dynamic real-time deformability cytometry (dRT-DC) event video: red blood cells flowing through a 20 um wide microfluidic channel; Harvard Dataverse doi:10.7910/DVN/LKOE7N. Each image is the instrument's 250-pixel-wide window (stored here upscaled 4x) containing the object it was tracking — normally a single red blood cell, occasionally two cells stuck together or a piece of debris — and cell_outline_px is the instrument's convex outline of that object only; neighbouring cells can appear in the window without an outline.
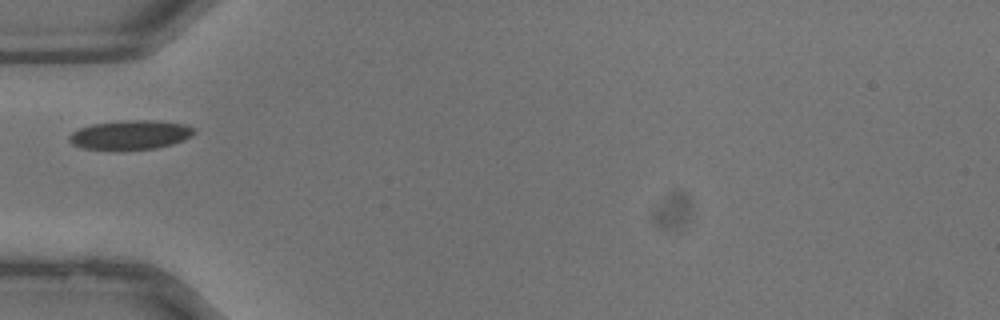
{"species": "common noctule bat (a hibernating species)", "species_latin": "Nyctalus noctula", "temperature_condition": "warm", "stored_images_in_passage": 26, "camera_frame_rate_fps": 3000, "um_per_image_px": 0.085, "animal": {"sex": "male", "body_mass_g": 13.3}, "frame": {"image": 1, "passage_image": 1, "time_ms": 0.0, "image_size_px": [1000, 320], "cell_outline_px": [[196, 132], [192, 136], [184, 140], [172, 144], [156, 148], [120, 152], [112, 152], [80, 148], [72, 144], [68, 140], [68, 136], [72, 132], [80, 128], [92, 124], [124, 120], [156, 120], [184, 124], [196, 128]], "centroid_in_image_um": [11.06, 11.5], "position_along_channel_um": 73.9, "area_um2": 22.2}}
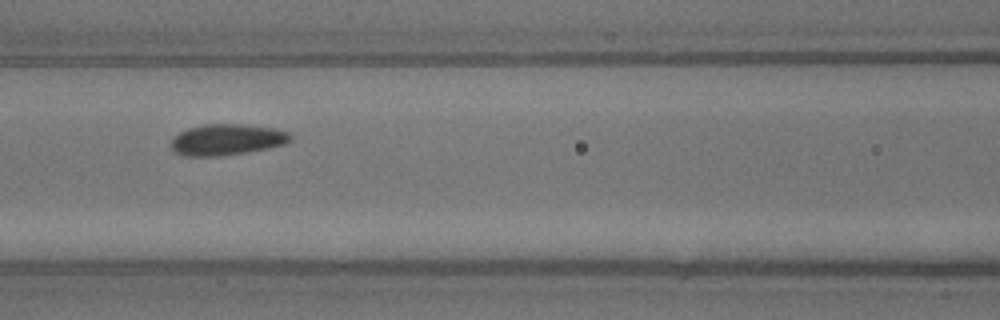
{"frame": {"image": 2, "passage_image": 5, "time_ms": 1.333, "image_size_px": [1000, 320], "cell_outline_px": [[292, 140], [284, 144], [268, 148], [248, 152], [224, 156], [184, 156], [176, 152], [172, 148], [172, 140], [180, 132], [188, 128], [204, 124], [244, 124], [276, 128], [288, 132], [292, 136]], "centroid_in_image_um": [19.33, 11.87], "position_along_channel_um": 147.3, "area_um2": 21.73}}